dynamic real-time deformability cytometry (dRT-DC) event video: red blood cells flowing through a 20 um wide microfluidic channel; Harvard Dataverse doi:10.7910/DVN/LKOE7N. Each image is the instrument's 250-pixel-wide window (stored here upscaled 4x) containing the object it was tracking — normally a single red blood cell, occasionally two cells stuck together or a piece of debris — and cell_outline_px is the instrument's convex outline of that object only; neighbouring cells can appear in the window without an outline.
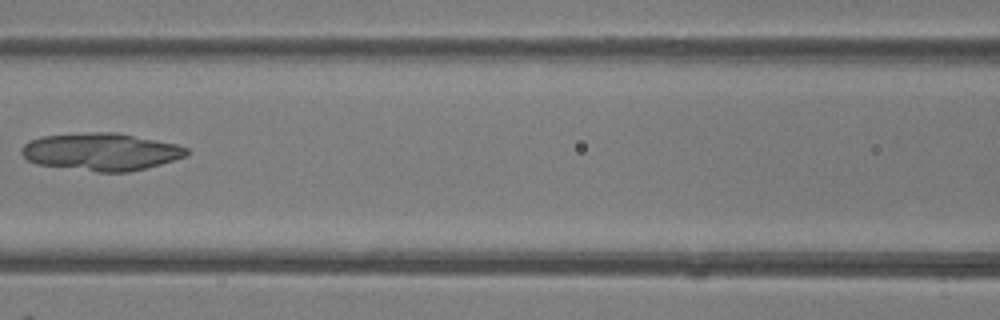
{"species": "common noctule bat (a hibernating species)", "species_latin": "Nyctalus noctula", "temperature_condition": "room temperature", "stored_images_in_passage": 4, "camera_frame_rate_fps": 3000, "um_per_image_px": 0.085, "animal": {"sex": "female"}, "frame": {"image": 1, "passage_image": 4, "time_ms": 1.0, "image_size_px": [1000, 320], "cell_outline_px": [[188, 152], [184, 156], [160, 164], [128, 172], [96, 172], [36, 164], [28, 160], [20, 152], [20, 148], [28, 140], [40, 136], [88, 132], [116, 132], [176, 144], [188, 148]], "centroid_in_image_um": [8.52, 12.89], "position_along_channel_um": 158.1, "area_um2": 36.07}}